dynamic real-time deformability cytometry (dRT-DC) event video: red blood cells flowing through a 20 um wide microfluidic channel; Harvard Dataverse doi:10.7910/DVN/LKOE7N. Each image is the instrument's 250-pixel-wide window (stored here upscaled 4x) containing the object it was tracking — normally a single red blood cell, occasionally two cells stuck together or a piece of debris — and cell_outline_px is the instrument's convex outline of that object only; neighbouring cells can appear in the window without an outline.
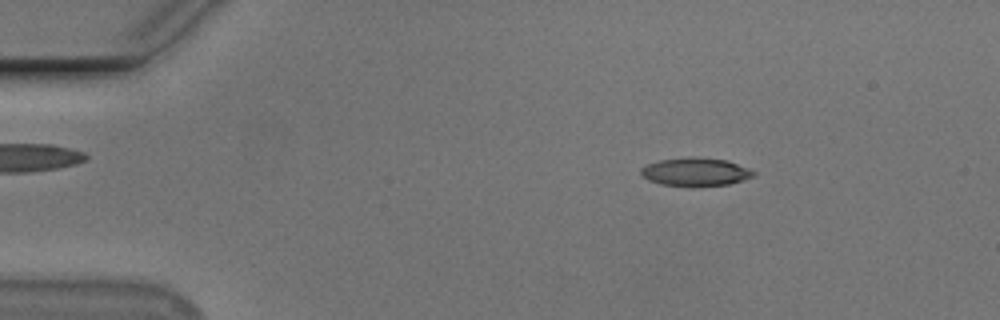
{"species": "Egyptian fruit bat (a non-hibernating species)", "species_latin": "Rousettus aegyptiacus", "temperature_condition": "cold", "stored_images_in_passage": 47, "camera_frame_rate_fps": 3000, "um_per_image_px": 0.085, "animal": {"sex": "male"}, "frame": {"image": 1, "passage_image": 8, "time_ms": 2.333, "image_size_px": [1000, 320], "cell_outline_px": [[756, 172], [752, 176], [728, 184], [692, 188], [688, 188], [660, 184], [648, 180], [640, 172], [640, 168], [648, 164], [660, 160], [692, 156], [696, 156], [728, 160], [748, 168]], "centroid_in_image_um": [59.09, 14.62], "position_along_channel_um": 25.9, "area_um2": 18.9}}
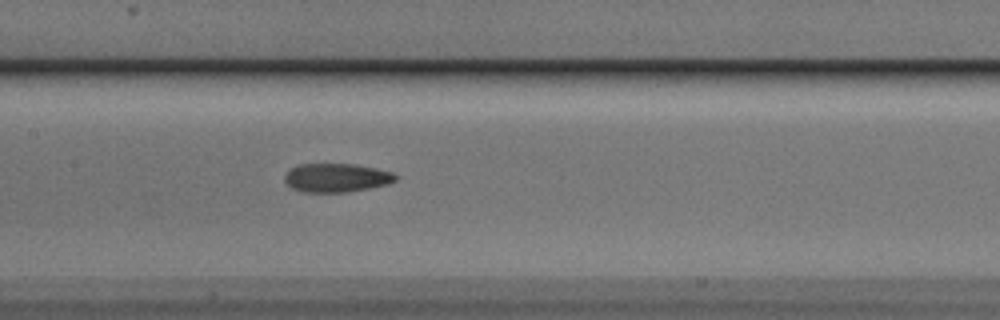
{"frame": {"image": 2, "passage_image": 26, "time_ms": 8.333, "image_size_px": [1000, 320], "cell_outline_px": [[400, 176], [396, 180], [388, 184], [348, 192], [304, 192], [292, 188], [284, 180], [284, 176], [292, 168], [300, 164], [356, 164], [376, 168], [392, 172]], "centroid_in_image_um": [28.64, 15.11], "position_along_channel_um": 178.8, "area_um2": 18.55}}
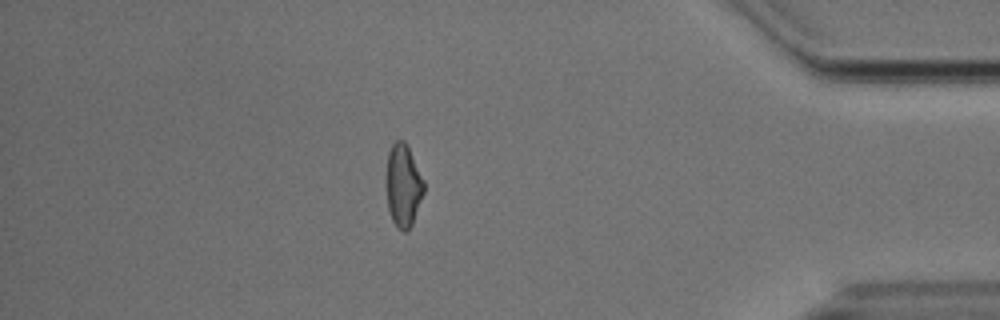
{"frame": {"image": 3, "passage_image": 47, "time_ms": 15.333, "image_size_px": [1000, 320], "cell_outline_px": [[424, 192], [412, 224], [404, 232], [392, 220], [388, 208], [388, 152], [392, 144], [396, 140], [404, 140], [424, 180]], "centroid_in_image_um": [34.3, 15.75], "position_along_channel_um": 400.9, "area_um2": 17.4}, "authors_computed_cell_mechanics": {"area_um2": 18.7272, "velocity_mm_per_s": 3.718, "shape_relaxation_time_tau1_ms": null, "shape_relaxation_time_tau2_ms": 3.9123, "deformation_change_tau1": null, "deformation_change_tau2": 0.1205}}